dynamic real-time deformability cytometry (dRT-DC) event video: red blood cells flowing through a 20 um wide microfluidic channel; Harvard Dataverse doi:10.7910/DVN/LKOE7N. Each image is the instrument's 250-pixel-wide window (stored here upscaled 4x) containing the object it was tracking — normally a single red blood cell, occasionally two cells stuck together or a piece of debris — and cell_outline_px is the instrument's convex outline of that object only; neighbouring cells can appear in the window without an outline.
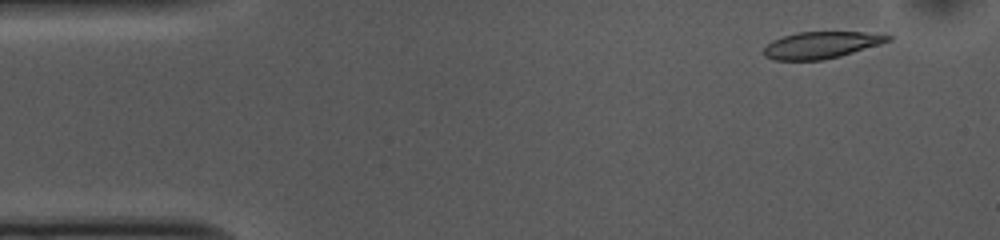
{"species": "common noctule bat (a hibernating species)", "species_latin": "Nyctalus noctula", "temperature_condition": "cold", "stored_images_in_passage": 16, "camera_frame_rate_fps": 3000, "um_per_image_px": 0.085, "animal": {"sex": "female", "body_mass_g": 10.0, "forearm_length_mm": 53.1}, "frame": {"image": 1, "passage_image": 1, "time_ms": 0.0, "image_size_px": [1000, 240], "cell_outline_px": [[892, 40], [880, 44], [840, 56], [824, 60], [772, 60], [764, 56], [764, 48], [772, 40], [796, 32], [864, 32], [892, 36]], "centroid_in_image_um": [69.78, 3.83], "position_along_channel_um": 15.2, "area_um2": 19.31}}
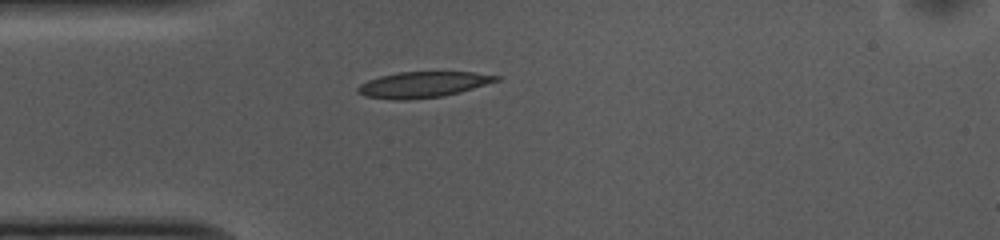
{"frame": {"image": 2, "passage_image": 10, "time_ms": 3.0, "image_size_px": [1000, 240], "cell_outline_px": [[500, 80], [460, 92], [444, 96], [408, 100], [400, 100], [364, 96], [356, 92], [356, 88], [360, 84], [368, 80], [380, 76], [400, 72], [472, 72], [500, 76]], "centroid_in_image_um": [35.93, 7.19], "position_along_channel_um": 49.1, "area_um2": 20.81}}
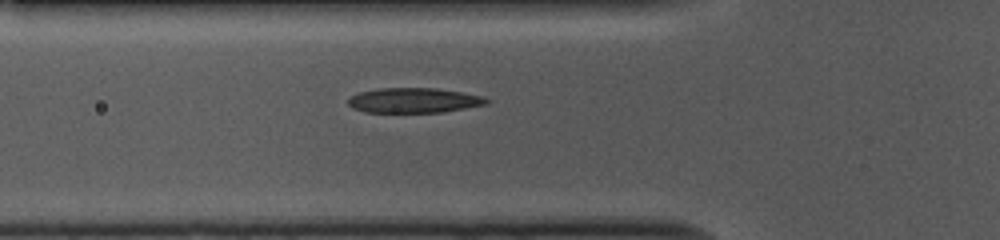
{"frame": {"image": 3, "passage_image": 14, "time_ms": 4.333, "image_size_px": [1000, 240], "cell_outline_px": [[492, 100], [488, 104], [440, 112], [364, 112], [352, 108], [348, 104], [348, 100], [352, 96], [360, 92], [380, 88], [436, 88], [484, 96]], "centroid_in_image_um": [35.2, 8.53], "position_along_channel_um": 90.6, "area_um2": 20.06}}